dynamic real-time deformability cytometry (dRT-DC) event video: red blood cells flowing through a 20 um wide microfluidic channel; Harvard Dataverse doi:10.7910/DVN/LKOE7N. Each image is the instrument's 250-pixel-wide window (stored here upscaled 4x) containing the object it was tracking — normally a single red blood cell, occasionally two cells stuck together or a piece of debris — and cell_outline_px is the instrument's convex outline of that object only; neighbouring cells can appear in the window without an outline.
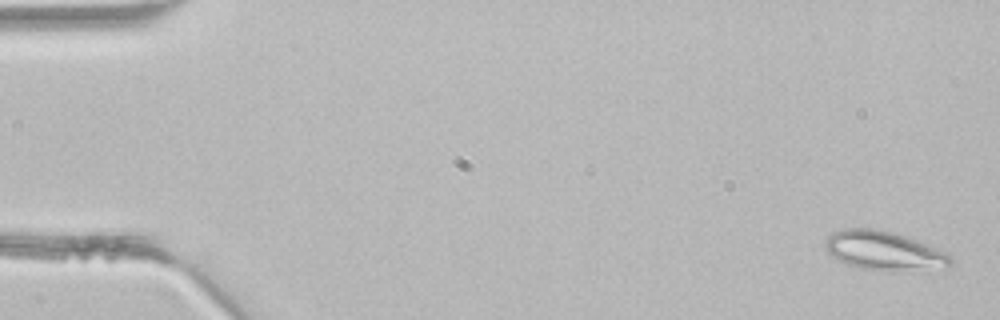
{"species": "common noctule bat (a hibernating species)", "species_latin": "Nyctalus noctula", "temperature_condition": "room temperature", "stored_images_in_passage": 4, "camera_frame_rate_fps": 3000, "um_per_image_px": 0.085, "animal": {"sex": "male", "body_mass_g": 21.5, "forearm_length_mm": 52.0}, "frame": {"image": 1, "passage_image": 1, "time_ms": 0.0, "image_size_px": [1000, 320], "cell_outline_px": [[952, 264], [888, 272], [864, 268], [840, 260], [828, 252], [824, 248], [824, 240], [832, 232], [848, 228], [876, 228], [892, 232], [904, 236], [936, 248], [952, 256]], "centroid_in_image_um": [75.05, 21.28], "position_along_channel_um": 9.9, "area_um2": 27.63}}